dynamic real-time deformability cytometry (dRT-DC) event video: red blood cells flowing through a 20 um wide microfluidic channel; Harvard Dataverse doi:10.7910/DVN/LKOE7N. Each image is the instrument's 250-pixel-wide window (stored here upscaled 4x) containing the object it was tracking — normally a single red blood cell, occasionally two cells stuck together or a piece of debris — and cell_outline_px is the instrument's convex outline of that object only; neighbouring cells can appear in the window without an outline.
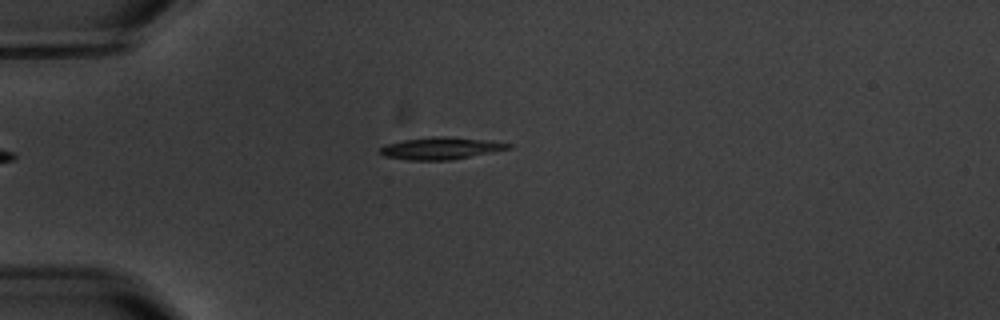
{"species": "common noctule bat (a hibernating species)", "species_latin": "Nyctalus noctula", "temperature_condition": "warm", "stored_images_in_passage": 2, "camera_frame_rate_fps": 3000, "um_per_image_px": 0.085, "animal": {"sex": "male", "body_mass_g": 20.1, "forearm_length_mm": 53.5}, "frame": {"image": 1, "passage_image": 2, "time_ms": 1.0, "image_size_px": [1000, 320], "cell_outline_px": [[516, 144], [512, 148], [452, 160], [408, 160], [384, 156], [376, 152], [380, 148], [388, 144], [404, 140], [432, 136], [444, 136], [488, 140]], "centroid_in_image_um": [37.5, 12.6], "position_along_channel_um": 47.5, "area_um2": 16.65}}